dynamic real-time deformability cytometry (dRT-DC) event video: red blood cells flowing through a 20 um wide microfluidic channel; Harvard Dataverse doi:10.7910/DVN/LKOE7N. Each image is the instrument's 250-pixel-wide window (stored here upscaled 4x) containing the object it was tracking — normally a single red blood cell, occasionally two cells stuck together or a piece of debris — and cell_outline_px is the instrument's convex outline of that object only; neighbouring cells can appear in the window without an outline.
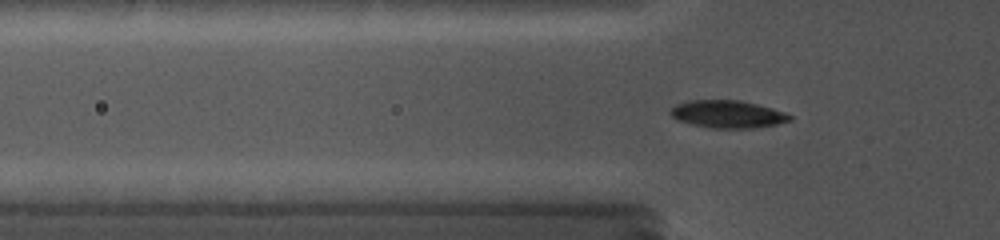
{"species": "common noctule bat (a hibernating species)", "species_latin": "Nyctalus noctula", "temperature_condition": "cold", "stored_images_in_passage": 45, "camera_frame_rate_fps": 5000, "um_per_image_px": 0.085, "animal": {"sex": "female", "body_mass_g": 19.0, "forearm_length_mm": 56.7}, "frame": {"image": 1, "passage_image": 16, "time_ms": 5.4, "image_size_px": [1000, 240], "cell_outline_px": [[792, 120], [776, 124], [752, 128], [712, 128], [692, 124], [676, 120], [668, 112], [676, 104], [688, 100], [740, 100], [772, 108], [784, 112], [792, 116]], "centroid_in_image_um": [61.82, 9.7], "position_along_channel_um": 64.0, "area_um2": 19.13}}
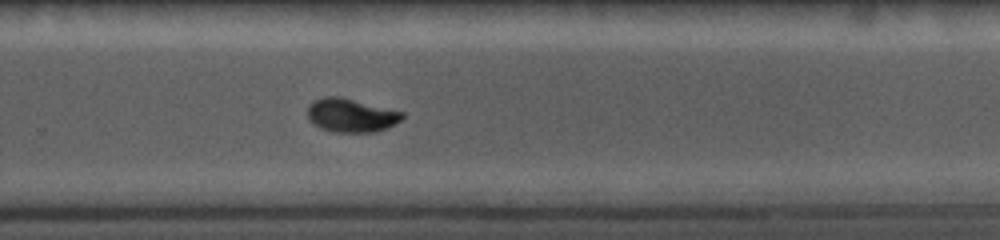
{"frame": {"image": 2, "passage_image": 33, "time_ms": 11.6, "image_size_px": [1000, 240], "cell_outline_px": [[404, 116], [396, 124], [388, 128], [376, 132], [332, 132], [320, 128], [308, 120], [308, 104], [312, 100], [324, 96], [340, 96], [404, 112]], "centroid_in_image_um": [29.82, 9.8], "position_along_channel_um": 300.0, "area_um2": 18.84}}
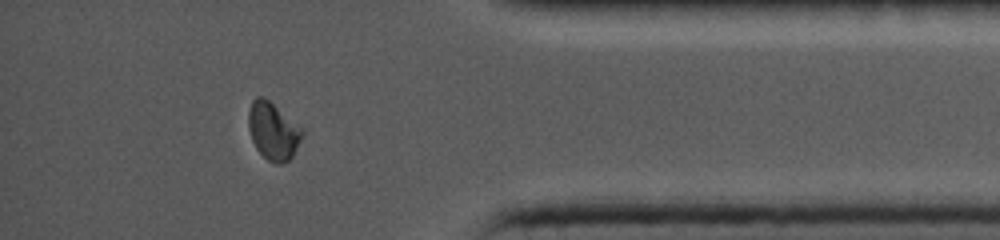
{"frame": {"image": 3, "passage_image": 41, "time_ms": 14.8, "image_size_px": [1000, 240], "cell_outline_px": [[304, 132], [292, 156], [288, 160], [280, 164], [276, 164], [268, 160], [256, 148], [252, 140], [248, 128], [248, 112], [252, 100], [256, 96], [264, 96], [304, 128]], "centroid_in_image_um": [23.21, 11.1], "position_along_channel_um": 412.0, "area_um2": 18.09}}